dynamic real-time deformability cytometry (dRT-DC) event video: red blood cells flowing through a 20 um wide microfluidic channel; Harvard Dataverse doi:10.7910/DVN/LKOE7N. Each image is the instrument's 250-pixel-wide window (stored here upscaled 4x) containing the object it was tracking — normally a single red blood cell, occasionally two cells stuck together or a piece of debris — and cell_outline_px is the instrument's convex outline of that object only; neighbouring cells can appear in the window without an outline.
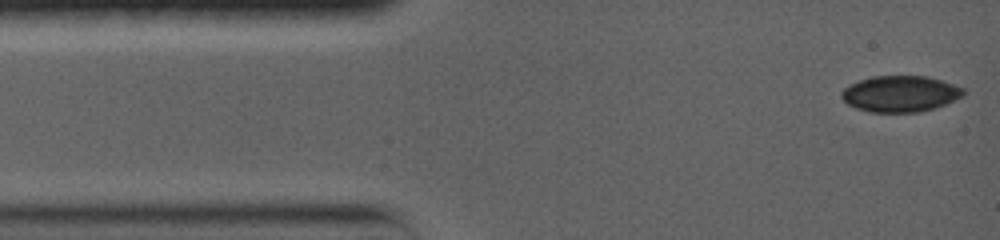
{"species": "common noctule bat (a hibernating species)", "species_latin": "Nyctalus noctula", "temperature_condition": "warm", "stored_images_in_passage": 2, "camera_frame_rate_fps": 5000, "um_per_image_px": 0.085, "animal": {"sex": "female", "body_mass_g": 19.0, "forearm_length_mm": 56.7}, "frame": {"image": 1, "passage_image": 1, "time_ms": 0.0, "image_size_px": [1000, 240], "cell_outline_px": [[964, 96], [936, 108], [920, 112], [872, 112], [856, 108], [848, 104], [840, 96], [840, 92], [848, 84], [872, 76], [928, 76], [964, 88]], "centroid_in_image_um": [76.51, 7.97], "position_along_channel_um": 8.5, "area_um2": 25.78}}